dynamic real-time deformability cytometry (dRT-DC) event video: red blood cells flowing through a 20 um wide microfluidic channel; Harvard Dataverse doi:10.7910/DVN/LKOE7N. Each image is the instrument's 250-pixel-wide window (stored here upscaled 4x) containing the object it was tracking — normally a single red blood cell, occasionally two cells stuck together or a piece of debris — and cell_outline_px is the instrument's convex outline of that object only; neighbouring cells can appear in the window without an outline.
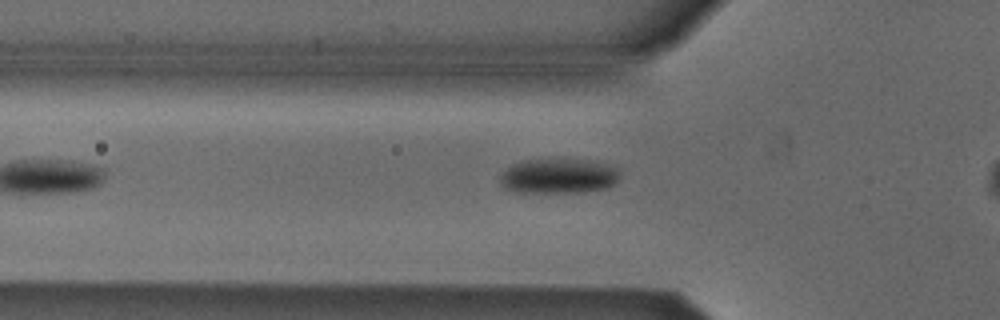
{"species": "Egyptian fruit bat (a non-hibernating species)", "species_latin": "Rousettus aegyptiacus", "temperature_condition": "cold", "stored_images_in_passage": 4, "camera_frame_rate_fps": 3000, "um_per_image_px": 0.085, "animal": {"sex": "male"}, "frame": {"image": 1, "passage_image": 4, "time_ms": 1.0, "image_size_px": [1000, 320], "cell_outline_px": [[620, 176], [616, 184], [608, 188], [584, 192], [512, 192], [504, 188], [500, 184], [500, 176], [512, 164], [520, 160], [560, 156], [592, 160], [620, 168]], "centroid_in_image_um": [47.51, 14.92], "position_along_channel_um": 78.3, "area_um2": 25.66}}